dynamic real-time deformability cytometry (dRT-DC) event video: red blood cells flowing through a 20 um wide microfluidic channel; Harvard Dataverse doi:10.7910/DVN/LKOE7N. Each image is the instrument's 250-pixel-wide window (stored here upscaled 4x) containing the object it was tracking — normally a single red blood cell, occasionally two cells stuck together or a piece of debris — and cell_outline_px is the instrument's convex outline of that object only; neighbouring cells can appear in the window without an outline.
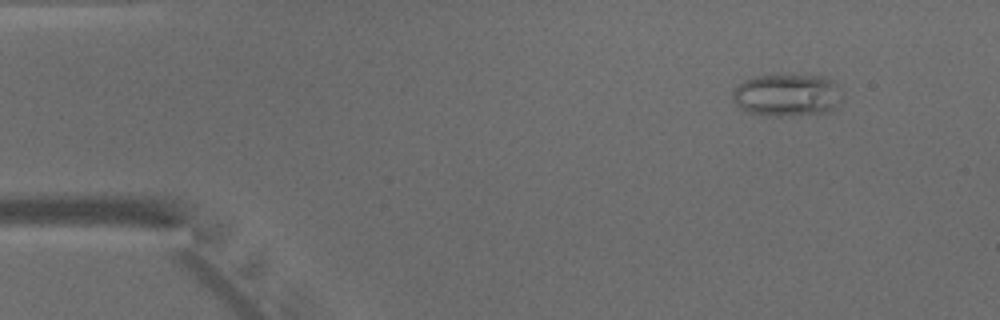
{"species": "common noctule bat (a hibernating species)", "species_latin": "Nyctalus noctula", "temperature_condition": "warm", "stored_images_in_passage": 43, "camera_frame_rate_fps": 3000, "um_per_image_px": 0.085, "animal": {"sex": "male", "body_mass_g": 15.6}, "frame": {"image": 1, "passage_image": 1, "time_ms": 0.0, "image_size_px": [1000, 320], "cell_outline_px": [[844, 92], [840, 100], [828, 112], [780, 116], [764, 116], [748, 112], [740, 108], [732, 100], [732, 92], [744, 80], [752, 76], [776, 72], [828, 76], [840, 84]], "centroid_in_image_um": [66.93, 8.01], "position_along_channel_um": 18.1, "area_um2": 28.38}}
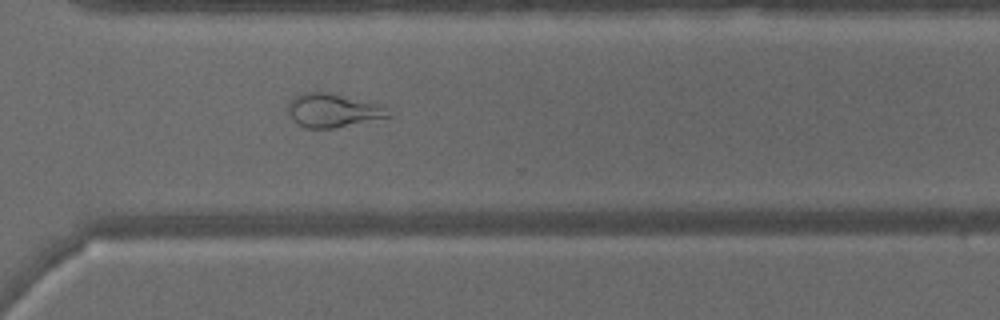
{"frame": {"image": 2, "passage_image": 30, "time_ms": 9.667, "image_size_px": [1000, 320], "cell_outline_px": [[392, 116], [332, 128], [304, 128], [292, 120], [288, 112], [288, 104], [296, 92], [328, 92], [380, 104]], "centroid_in_image_um": [28.22, 9.37], "position_along_channel_um": 342.4, "area_um2": 19.59}}
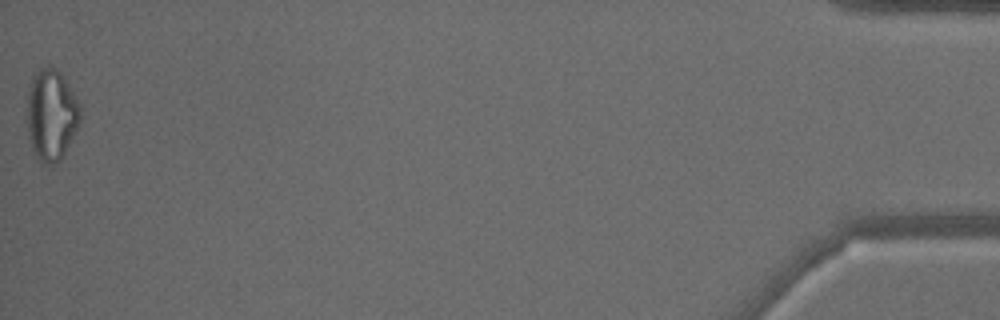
{"frame": {"image": 3, "passage_image": 43, "time_ms": 14.0, "image_size_px": [1000, 320], "cell_outline_px": [[80, 120], [60, 160], [48, 168], [40, 164], [32, 148], [28, 136], [24, 108], [32, 76], [40, 68], [48, 64], [52, 64], [60, 72], [80, 104]], "centroid_in_image_um": [4.3, 9.76], "position_along_channel_um": 430.9, "area_um2": 28.9}}